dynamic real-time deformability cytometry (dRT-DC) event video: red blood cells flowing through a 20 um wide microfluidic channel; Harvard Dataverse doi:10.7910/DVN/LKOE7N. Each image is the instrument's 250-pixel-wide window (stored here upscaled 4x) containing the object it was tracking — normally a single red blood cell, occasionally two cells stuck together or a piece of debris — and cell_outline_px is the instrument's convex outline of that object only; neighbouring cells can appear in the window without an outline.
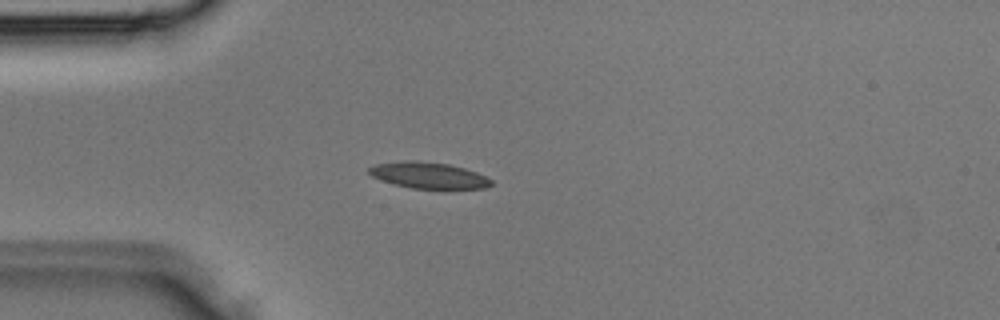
{"species": "Egyptian fruit bat (a non-hibernating species)", "species_latin": "Rousettus aegyptiacus", "temperature_condition": "room temperature", "stored_images_in_passage": 35, "camera_frame_rate_fps": 3000, "um_per_image_px": 0.085, "animal": {"sex": "male"}, "frame": {"image": 1, "passage_image": 9, "time_ms": 2.667, "image_size_px": [1000, 320], "cell_outline_px": [[492, 184], [484, 188], [412, 188], [380, 180], [372, 176], [368, 172], [368, 168], [376, 164], [404, 160], [416, 160], [448, 164], [464, 168], [476, 172], [492, 180]], "centroid_in_image_um": [36.39, 14.89], "position_along_channel_um": 48.6, "area_um2": 18.44}}
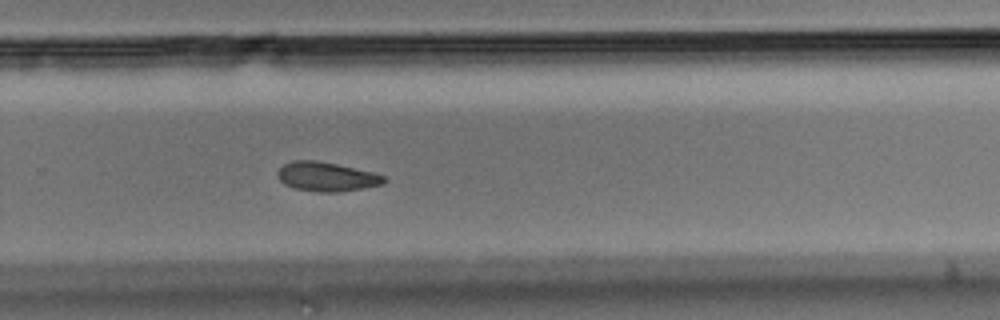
{"frame": {"image": 2, "passage_image": 23, "time_ms": 7.333, "image_size_px": [1000, 320], "cell_outline_px": [[388, 180], [384, 184], [336, 192], [320, 192], [296, 188], [284, 184], [280, 180], [276, 172], [284, 164], [292, 160], [316, 160], [336, 164], [372, 172], [384, 176]], "centroid_in_image_um": [27.75, 15.01], "position_along_channel_um": 302.1, "area_um2": 17.92}}
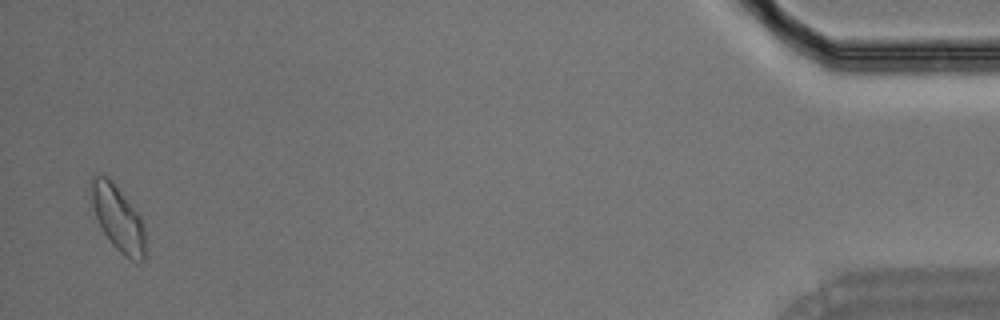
{"frame": {"image": 3, "passage_image": 34, "time_ms": 11.0, "image_size_px": [1000, 320], "cell_outline_px": [[144, 260], [132, 260], [124, 256], [112, 244], [104, 232], [96, 216], [92, 204], [88, 184], [92, 176], [108, 176], [112, 180], [140, 216], [144, 228]], "centroid_in_image_um": [9.99, 18.5], "position_along_channel_um": 425.2, "area_um2": 20.35}}